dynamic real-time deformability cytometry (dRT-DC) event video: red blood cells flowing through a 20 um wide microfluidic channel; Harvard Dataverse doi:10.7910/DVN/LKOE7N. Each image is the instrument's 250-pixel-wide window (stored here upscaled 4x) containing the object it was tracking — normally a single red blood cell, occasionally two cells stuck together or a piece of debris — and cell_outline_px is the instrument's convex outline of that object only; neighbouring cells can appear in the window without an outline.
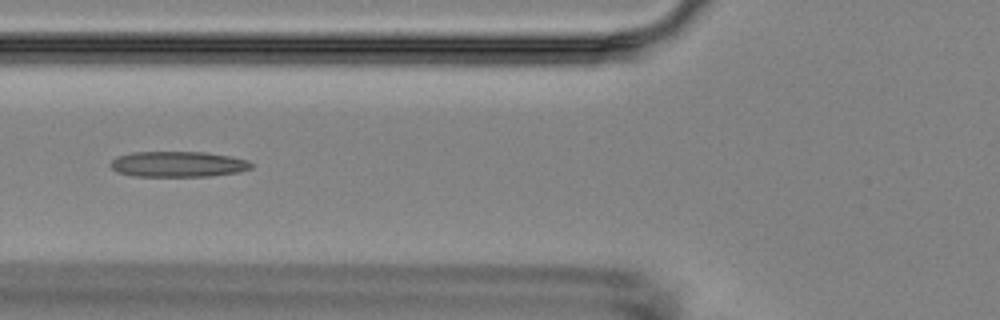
{"species": "Egyptian fruit bat (a non-hibernating species)", "species_latin": "Rousettus aegyptiacus", "temperature_condition": "room temperature", "stored_images_in_passage": 8, "camera_frame_rate_fps": 3000, "um_per_image_px": 0.085, "animal": {"sex": "female"}, "frame": {"image": 1, "passage_image": 3, "time_ms": 3.333, "image_size_px": [1000, 320], "cell_outline_px": [[252, 168], [240, 172], [212, 176], [132, 176], [116, 172], [108, 164], [116, 156], [132, 152], [208, 152], [248, 160], [252, 164]], "centroid_in_image_um": [15.11, 13.96], "position_along_channel_um": 110.7, "area_um2": 21.21}}
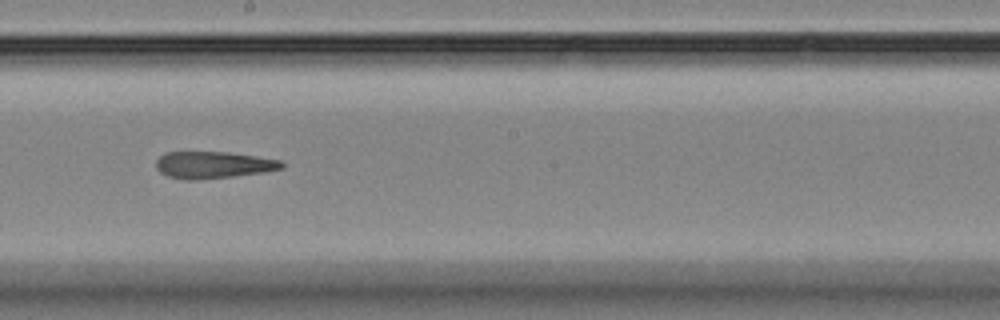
{"frame": {"image": 2, "passage_image": 6, "time_ms": 6.667, "image_size_px": [1000, 320], "cell_outline_px": [[284, 168], [264, 172], [232, 176], [196, 180], [184, 180], [168, 176], [160, 172], [156, 168], [156, 160], [160, 156], [168, 152], [228, 152], [280, 160], [284, 164]], "centroid_in_image_um": [18.11, 14.02], "position_along_channel_um": 230.1, "area_um2": 19.59}}
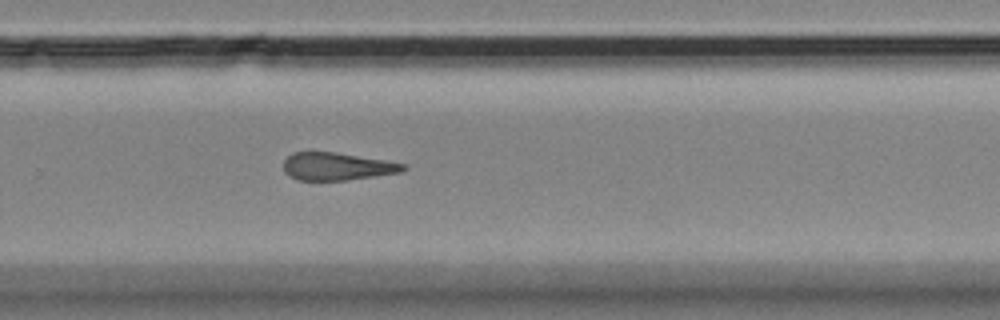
{"frame": {"image": 3, "passage_image": 8, "time_ms": 8.667, "image_size_px": [1000, 320], "cell_outline_px": [[408, 168], [400, 172], [348, 180], [296, 180], [288, 176], [284, 172], [284, 160], [292, 152], [336, 152], [408, 164]], "centroid_in_image_um": [28.63, 14.15], "position_along_channel_um": 301.2, "area_um2": 19.36}}